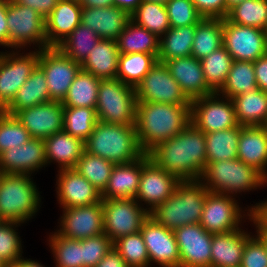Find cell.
Wrapping results in <instances>:
<instances>
[{
  "label": "cell",
  "mask_w": 267,
  "mask_h": 267,
  "mask_svg": "<svg viewBox=\"0 0 267 267\" xmlns=\"http://www.w3.org/2000/svg\"><path fill=\"white\" fill-rule=\"evenodd\" d=\"M147 154L179 181L199 180L207 164L206 133L190 122L179 134L158 143Z\"/></svg>",
  "instance_id": "cell-1"
},
{
  "label": "cell",
  "mask_w": 267,
  "mask_h": 267,
  "mask_svg": "<svg viewBox=\"0 0 267 267\" xmlns=\"http://www.w3.org/2000/svg\"><path fill=\"white\" fill-rule=\"evenodd\" d=\"M190 122L191 104L137 102L135 128L145 153L179 134Z\"/></svg>",
  "instance_id": "cell-2"
},
{
  "label": "cell",
  "mask_w": 267,
  "mask_h": 267,
  "mask_svg": "<svg viewBox=\"0 0 267 267\" xmlns=\"http://www.w3.org/2000/svg\"><path fill=\"white\" fill-rule=\"evenodd\" d=\"M209 193L200 180L180 181L172 195L152 210L149 216L171 231L200 223Z\"/></svg>",
  "instance_id": "cell-3"
},
{
  "label": "cell",
  "mask_w": 267,
  "mask_h": 267,
  "mask_svg": "<svg viewBox=\"0 0 267 267\" xmlns=\"http://www.w3.org/2000/svg\"><path fill=\"white\" fill-rule=\"evenodd\" d=\"M85 151L114 164L133 162L145 152L138 142L135 125H118L97 121L85 141Z\"/></svg>",
  "instance_id": "cell-4"
},
{
  "label": "cell",
  "mask_w": 267,
  "mask_h": 267,
  "mask_svg": "<svg viewBox=\"0 0 267 267\" xmlns=\"http://www.w3.org/2000/svg\"><path fill=\"white\" fill-rule=\"evenodd\" d=\"M199 180L209 192L230 196L267 184L260 171L238 158L207 163Z\"/></svg>",
  "instance_id": "cell-5"
},
{
  "label": "cell",
  "mask_w": 267,
  "mask_h": 267,
  "mask_svg": "<svg viewBox=\"0 0 267 267\" xmlns=\"http://www.w3.org/2000/svg\"><path fill=\"white\" fill-rule=\"evenodd\" d=\"M28 174L0 173V219L24 223L40 207V195Z\"/></svg>",
  "instance_id": "cell-6"
},
{
  "label": "cell",
  "mask_w": 267,
  "mask_h": 267,
  "mask_svg": "<svg viewBox=\"0 0 267 267\" xmlns=\"http://www.w3.org/2000/svg\"><path fill=\"white\" fill-rule=\"evenodd\" d=\"M136 106L137 96L133 86L117 78L101 80L96 105L98 121L135 125Z\"/></svg>",
  "instance_id": "cell-7"
},
{
  "label": "cell",
  "mask_w": 267,
  "mask_h": 267,
  "mask_svg": "<svg viewBox=\"0 0 267 267\" xmlns=\"http://www.w3.org/2000/svg\"><path fill=\"white\" fill-rule=\"evenodd\" d=\"M8 47L25 48L31 43L39 50L48 48L45 19L31 7L7 0Z\"/></svg>",
  "instance_id": "cell-8"
},
{
  "label": "cell",
  "mask_w": 267,
  "mask_h": 267,
  "mask_svg": "<svg viewBox=\"0 0 267 267\" xmlns=\"http://www.w3.org/2000/svg\"><path fill=\"white\" fill-rule=\"evenodd\" d=\"M131 198L102 199L103 231L112 241L141 230L149 212Z\"/></svg>",
  "instance_id": "cell-9"
},
{
  "label": "cell",
  "mask_w": 267,
  "mask_h": 267,
  "mask_svg": "<svg viewBox=\"0 0 267 267\" xmlns=\"http://www.w3.org/2000/svg\"><path fill=\"white\" fill-rule=\"evenodd\" d=\"M218 95L214 92L191 100V122L204 133L239 126L232 100Z\"/></svg>",
  "instance_id": "cell-10"
},
{
  "label": "cell",
  "mask_w": 267,
  "mask_h": 267,
  "mask_svg": "<svg viewBox=\"0 0 267 267\" xmlns=\"http://www.w3.org/2000/svg\"><path fill=\"white\" fill-rule=\"evenodd\" d=\"M38 65L46 75L50 100L62 102L81 64L68 58L58 47H48L39 50Z\"/></svg>",
  "instance_id": "cell-11"
},
{
  "label": "cell",
  "mask_w": 267,
  "mask_h": 267,
  "mask_svg": "<svg viewBox=\"0 0 267 267\" xmlns=\"http://www.w3.org/2000/svg\"><path fill=\"white\" fill-rule=\"evenodd\" d=\"M223 46L233 60L254 62L267 54V32L223 19Z\"/></svg>",
  "instance_id": "cell-12"
},
{
  "label": "cell",
  "mask_w": 267,
  "mask_h": 267,
  "mask_svg": "<svg viewBox=\"0 0 267 267\" xmlns=\"http://www.w3.org/2000/svg\"><path fill=\"white\" fill-rule=\"evenodd\" d=\"M137 102H160L166 104H191L168 67L162 62L155 65L135 88Z\"/></svg>",
  "instance_id": "cell-13"
},
{
  "label": "cell",
  "mask_w": 267,
  "mask_h": 267,
  "mask_svg": "<svg viewBox=\"0 0 267 267\" xmlns=\"http://www.w3.org/2000/svg\"><path fill=\"white\" fill-rule=\"evenodd\" d=\"M38 59L39 50L25 55L18 54V51L0 53V111L13 101L17 91L38 64Z\"/></svg>",
  "instance_id": "cell-14"
},
{
  "label": "cell",
  "mask_w": 267,
  "mask_h": 267,
  "mask_svg": "<svg viewBox=\"0 0 267 267\" xmlns=\"http://www.w3.org/2000/svg\"><path fill=\"white\" fill-rule=\"evenodd\" d=\"M179 182L174 175L157 166L145 153L142 156L141 178L135 199L148 204L150 207L146 210L150 213L172 195Z\"/></svg>",
  "instance_id": "cell-15"
},
{
  "label": "cell",
  "mask_w": 267,
  "mask_h": 267,
  "mask_svg": "<svg viewBox=\"0 0 267 267\" xmlns=\"http://www.w3.org/2000/svg\"><path fill=\"white\" fill-rule=\"evenodd\" d=\"M241 208L231 195L210 192L203 206L200 225L211 234L226 233L240 229Z\"/></svg>",
  "instance_id": "cell-16"
},
{
  "label": "cell",
  "mask_w": 267,
  "mask_h": 267,
  "mask_svg": "<svg viewBox=\"0 0 267 267\" xmlns=\"http://www.w3.org/2000/svg\"><path fill=\"white\" fill-rule=\"evenodd\" d=\"M60 229L56 232L69 239H86L104 233L102 199L91 205L64 208Z\"/></svg>",
  "instance_id": "cell-17"
},
{
  "label": "cell",
  "mask_w": 267,
  "mask_h": 267,
  "mask_svg": "<svg viewBox=\"0 0 267 267\" xmlns=\"http://www.w3.org/2000/svg\"><path fill=\"white\" fill-rule=\"evenodd\" d=\"M174 233L180 267H210L213 234L207 232L200 223L184 225Z\"/></svg>",
  "instance_id": "cell-18"
},
{
  "label": "cell",
  "mask_w": 267,
  "mask_h": 267,
  "mask_svg": "<svg viewBox=\"0 0 267 267\" xmlns=\"http://www.w3.org/2000/svg\"><path fill=\"white\" fill-rule=\"evenodd\" d=\"M150 263L153 261L162 267H180L179 249L174 231L158 224L150 216L140 230Z\"/></svg>",
  "instance_id": "cell-19"
},
{
  "label": "cell",
  "mask_w": 267,
  "mask_h": 267,
  "mask_svg": "<svg viewBox=\"0 0 267 267\" xmlns=\"http://www.w3.org/2000/svg\"><path fill=\"white\" fill-rule=\"evenodd\" d=\"M15 116L32 138L45 140L63 130L64 106L62 102L50 101L20 110Z\"/></svg>",
  "instance_id": "cell-20"
},
{
  "label": "cell",
  "mask_w": 267,
  "mask_h": 267,
  "mask_svg": "<svg viewBox=\"0 0 267 267\" xmlns=\"http://www.w3.org/2000/svg\"><path fill=\"white\" fill-rule=\"evenodd\" d=\"M47 165L45 141L31 138L28 142L1 153V174H32Z\"/></svg>",
  "instance_id": "cell-21"
},
{
  "label": "cell",
  "mask_w": 267,
  "mask_h": 267,
  "mask_svg": "<svg viewBox=\"0 0 267 267\" xmlns=\"http://www.w3.org/2000/svg\"><path fill=\"white\" fill-rule=\"evenodd\" d=\"M57 197L62 208L91 205L101 200V192L75 169L59 170Z\"/></svg>",
  "instance_id": "cell-22"
},
{
  "label": "cell",
  "mask_w": 267,
  "mask_h": 267,
  "mask_svg": "<svg viewBox=\"0 0 267 267\" xmlns=\"http://www.w3.org/2000/svg\"><path fill=\"white\" fill-rule=\"evenodd\" d=\"M164 64L190 100L214 93L206 83L200 60L189 56L170 59Z\"/></svg>",
  "instance_id": "cell-23"
},
{
  "label": "cell",
  "mask_w": 267,
  "mask_h": 267,
  "mask_svg": "<svg viewBox=\"0 0 267 267\" xmlns=\"http://www.w3.org/2000/svg\"><path fill=\"white\" fill-rule=\"evenodd\" d=\"M130 19V15L117 6L82 7L80 23L94 30L101 39L116 41Z\"/></svg>",
  "instance_id": "cell-24"
},
{
  "label": "cell",
  "mask_w": 267,
  "mask_h": 267,
  "mask_svg": "<svg viewBox=\"0 0 267 267\" xmlns=\"http://www.w3.org/2000/svg\"><path fill=\"white\" fill-rule=\"evenodd\" d=\"M81 10L79 2L59 0L45 19V33L49 47H57L80 24Z\"/></svg>",
  "instance_id": "cell-25"
},
{
  "label": "cell",
  "mask_w": 267,
  "mask_h": 267,
  "mask_svg": "<svg viewBox=\"0 0 267 267\" xmlns=\"http://www.w3.org/2000/svg\"><path fill=\"white\" fill-rule=\"evenodd\" d=\"M237 158L267 178V129L265 126H241Z\"/></svg>",
  "instance_id": "cell-26"
},
{
  "label": "cell",
  "mask_w": 267,
  "mask_h": 267,
  "mask_svg": "<svg viewBox=\"0 0 267 267\" xmlns=\"http://www.w3.org/2000/svg\"><path fill=\"white\" fill-rule=\"evenodd\" d=\"M250 236L242 229L213 234L210 267H240L245 243Z\"/></svg>",
  "instance_id": "cell-27"
},
{
  "label": "cell",
  "mask_w": 267,
  "mask_h": 267,
  "mask_svg": "<svg viewBox=\"0 0 267 267\" xmlns=\"http://www.w3.org/2000/svg\"><path fill=\"white\" fill-rule=\"evenodd\" d=\"M141 171L142 157L133 162L115 164L108 184L101 192V199H135L140 184Z\"/></svg>",
  "instance_id": "cell-28"
},
{
  "label": "cell",
  "mask_w": 267,
  "mask_h": 267,
  "mask_svg": "<svg viewBox=\"0 0 267 267\" xmlns=\"http://www.w3.org/2000/svg\"><path fill=\"white\" fill-rule=\"evenodd\" d=\"M46 162L55 161L59 170L74 169L85 151V142L71 136L64 130L47 137L45 140Z\"/></svg>",
  "instance_id": "cell-29"
},
{
  "label": "cell",
  "mask_w": 267,
  "mask_h": 267,
  "mask_svg": "<svg viewBox=\"0 0 267 267\" xmlns=\"http://www.w3.org/2000/svg\"><path fill=\"white\" fill-rule=\"evenodd\" d=\"M50 101L46 75L37 64L27 81L17 91L13 101L3 111L15 115L20 110Z\"/></svg>",
  "instance_id": "cell-30"
},
{
  "label": "cell",
  "mask_w": 267,
  "mask_h": 267,
  "mask_svg": "<svg viewBox=\"0 0 267 267\" xmlns=\"http://www.w3.org/2000/svg\"><path fill=\"white\" fill-rule=\"evenodd\" d=\"M118 57L116 41L100 39L81 64V69L102 80L114 79L118 72Z\"/></svg>",
  "instance_id": "cell-31"
},
{
  "label": "cell",
  "mask_w": 267,
  "mask_h": 267,
  "mask_svg": "<svg viewBox=\"0 0 267 267\" xmlns=\"http://www.w3.org/2000/svg\"><path fill=\"white\" fill-rule=\"evenodd\" d=\"M236 119L241 126H265L267 123V93L256 88L231 98Z\"/></svg>",
  "instance_id": "cell-32"
},
{
  "label": "cell",
  "mask_w": 267,
  "mask_h": 267,
  "mask_svg": "<svg viewBox=\"0 0 267 267\" xmlns=\"http://www.w3.org/2000/svg\"><path fill=\"white\" fill-rule=\"evenodd\" d=\"M119 54L146 53L158 57L159 37L131 19L116 40Z\"/></svg>",
  "instance_id": "cell-33"
},
{
  "label": "cell",
  "mask_w": 267,
  "mask_h": 267,
  "mask_svg": "<svg viewBox=\"0 0 267 267\" xmlns=\"http://www.w3.org/2000/svg\"><path fill=\"white\" fill-rule=\"evenodd\" d=\"M195 30L196 24L179 28L171 27L163 38H159L157 61L165 63L170 59L191 56Z\"/></svg>",
  "instance_id": "cell-34"
},
{
  "label": "cell",
  "mask_w": 267,
  "mask_h": 267,
  "mask_svg": "<svg viewBox=\"0 0 267 267\" xmlns=\"http://www.w3.org/2000/svg\"><path fill=\"white\" fill-rule=\"evenodd\" d=\"M221 46H223V19L202 18L196 24L191 56L201 60Z\"/></svg>",
  "instance_id": "cell-35"
},
{
  "label": "cell",
  "mask_w": 267,
  "mask_h": 267,
  "mask_svg": "<svg viewBox=\"0 0 267 267\" xmlns=\"http://www.w3.org/2000/svg\"><path fill=\"white\" fill-rule=\"evenodd\" d=\"M102 79L80 70L72 82L64 100V107H88L96 110L98 89Z\"/></svg>",
  "instance_id": "cell-36"
},
{
  "label": "cell",
  "mask_w": 267,
  "mask_h": 267,
  "mask_svg": "<svg viewBox=\"0 0 267 267\" xmlns=\"http://www.w3.org/2000/svg\"><path fill=\"white\" fill-rule=\"evenodd\" d=\"M241 125L206 133L207 163L237 158Z\"/></svg>",
  "instance_id": "cell-37"
},
{
  "label": "cell",
  "mask_w": 267,
  "mask_h": 267,
  "mask_svg": "<svg viewBox=\"0 0 267 267\" xmlns=\"http://www.w3.org/2000/svg\"><path fill=\"white\" fill-rule=\"evenodd\" d=\"M156 62L154 54H119L116 78L136 88Z\"/></svg>",
  "instance_id": "cell-38"
},
{
  "label": "cell",
  "mask_w": 267,
  "mask_h": 267,
  "mask_svg": "<svg viewBox=\"0 0 267 267\" xmlns=\"http://www.w3.org/2000/svg\"><path fill=\"white\" fill-rule=\"evenodd\" d=\"M256 88L257 83L253 62L234 60L226 82L218 91V94L231 99Z\"/></svg>",
  "instance_id": "cell-39"
},
{
  "label": "cell",
  "mask_w": 267,
  "mask_h": 267,
  "mask_svg": "<svg viewBox=\"0 0 267 267\" xmlns=\"http://www.w3.org/2000/svg\"><path fill=\"white\" fill-rule=\"evenodd\" d=\"M101 38L81 23L57 46L68 58L82 64Z\"/></svg>",
  "instance_id": "cell-40"
},
{
  "label": "cell",
  "mask_w": 267,
  "mask_h": 267,
  "mask_svg": "<svg viewBox=\"0 0 267 267\" xmlns=\"http://www.w3.org/2000/svg\"><path fill=\"white\" fill-rule=\"evenodd\" d=\"M130 17L159 38L171 28L166 7L161 3L143 0Z\"/></svg>",
  "instance_id": "cell-41"
},
{
  "label": "cell",
  "mask_w": 267,
  "mask_h": 267,
  "mask_svg": "<svg viewBox=\"0 0 267 267\" xmlns=\"http://www.w3.org/2000/svg\"><path fill=\"white\" fill-rule=\"evenodd\" d=\"M233 61L224 46L200 60L206 83L214 92H218L226 82Z\"/></svg>",
  "instance_id": "cell-42"
},
{
  "label": "cell",
  "mask_w": 267,
  "mask_h": 267,
  "mask_svg": "<svg viewBox=\"0 0 267 267\" xmlns=\"http://www.w3.org/2000/svg\"><path fill=\"white\" fill-rule=\"evenodd\" d=\"M226 18L234 24L267 31V0H244L232 7Z\"/></svg>",
  "instance_id": "cell-43"
},
{
  "label": "cell",
  "mask_w": 267,
  "mask_h": 267,
  "mask_svg": "<svg viewBox=\"0 0 267 267\" xmlns=\"http://www.w3.org/2000/svg\"><path fill=\"white\" fill-rule=\"evenodd\" d=\"M96 110L88 107H64L63 130L84 142L94 131Z\"/></svg>",
  "instance_id": "cell-44"
},
{
  "label": "cell",
  "mask_w": 267,
  "mask_h": 267,
  "mask_svg": "<svg viewBox=\"0 0 267 267\" xmlns=\"http://www.w3.org/2000/svg\"><path fill=\"white\" fill-rule=\"evenodd\" d=\"M114 163L84 151L74 169L102 192L108 184Z\"/></svg>",
  "instance_id": "cell-45"
},
{
  "label": "cell",
  "mask_w": 267,
  "mask_h": 267,
  "mask_svg": "<svg viewBox=\"0 0 267 267\" xmlns=\"http://www.w3.org/2000/svg\"><path fill=\"white\" fill-rule=\"evenodd\" d=\"M49 238L56 267H84L82 239H69L56 232Z\"/></svg>",
  "instance_id": "cell-46"
},
{
  "label": "cell",
  "mask_w": 267,
  "mask_h": 267,
  "mask_svg": "<svg viewBox=\"0 0 267 267\" xmlns=\"http://www.w3.org/2000/svg\"><path fill=\"white\" fill-rule=\"evenodd\" d=\"M113 247L120 253L129 267H148L151 265L140 231L118 238L113 242Z\"/></svg>",
  "instance_id": "cell-47"
},
{
  "label": "cell",
  "mask_w": 267,
  "mask_h": 267,
  "mask_svg": "<svg viewBox=\"0 0 267 267\" xmlns=\"http://www.w3.org/2000/svg\"><path fill=\"white\" fill-rule=\"evenodd\" d=\"M28 130L15 115L0 111V153L21 146L31 139Z\"/></svg>",
  "instance_id": "cell-48"
},
{
  "label": "cell",
  "mask_w": 267,
  "mask_h": 267,
  "mask_svg": "<svg viewBox=\"0 0 267 267\" xmlns=\"http://www.w3.org/2000/svg\"><path fill=\"white\" fill-rule=\"evenodd\" d=\"M20 225L17 222H0V257L7 265L22 258L21 239L15 228ZM14 228V229H13Z\"/></svg>",
  "instance_id": "cell-49"
},
{
  "label": "cell",
  "mask_w": 267,
  "mask_h": 267,
  "mask_svg": "<svg viewBox=\"0 0 267 267\" xmlns=\"http://www.w3.org/2000/svg\"><path fill=\"white\" fill-rule=\"evenodd\" d=\"M165 7L172 28L197 24L203 18L192 0H169Z\"/></svg>",
  "instance_id": "cell-50"
},
{
  "label": "cell",
  "mask_w": 267,
  "mask_h": 267,
  "mask_svg": "<svg viewBox=\"0 0 267 267\" xmlns=\"http://www.w3.org/2000/svg\"><path fill=\"white\" fill-rule=\"evenodd\" d=\"M111 248H113V242L105 233L82 239L84 267H95Z\"/></svg>",
  "instance_id": "cell-51"
},
{
  "label": "cell",
  "mask_w": 267,
  "mask_h": 267,
  "mask_svg": "<svg viewBox=\"0 0 267 267\" xmlns=\"http://www.w3.org/2000/svg\"><path fill=\"white\" fill-rule=\"evenodd\" d=\"M240 267H267V250L258 235L247 239Z\"/></svg>",
  "instance_id": "cell-52"
},
{
  "label": "cell",
  "mask_w": 267,
  "mask_h": 267,
  "mask_svg": "<svg viewBox=\"0 0 267 267\" xmlns=\"http://www.w3.org/2000/svg\"><path fill=\"white\" fill-rule=\"evenodd\" d=\"M192 2L203 18L227 17L226 0H192Z\"/></svg>",
  "instance_id": "cell-53"
},
{
  "label": "cell",
  "mask_w": 267,
  "mask_h": 267,
  "mask_svg": "<svg viewBox=\"0 0 267 267\" xmlns=\"http://www.w3.org/2000/svg\"><path fill=\"white\" fill-rule=\"evenodd\" d=\"M18 5L31 7L36 10L44 19H46L59 0H12Z\"/></svg>",
  "instance_id": "cell-54"
},
{
  "label": "cell",
  "mask_w": 267,
  "mask_h": 267,
  "mask_svg": "<svg viewBox=\"0 0 267 267\" xmlns=\"http://www.w3.org/2000/svg\"><path fill=\"white\" fill-rule=\"evenodd\" d=\"M247 216L257 229H267V200L248 209Z\"/></svg>",
  "instance_id": "cell-55"
},
{
  "label": "cell",
  "mask_w": 267,
  "mask_h": 267,
  "mask_svg": "<svg viewBox=\"0 0 267 267\" xmlns=\"http://www.w3.org/2000/svg\"><path fill=\"white\" fill-rule=\"evenodd\" d=\"M257 88L267 93V54L253 62Z\"/></svg>",
  "instance_id": "cell-56"
},
{
  "label": "cell",
  "mask_w": 267,
  "mask_h": 267,
  "mask_svg": "<svg viewBox=\"0 0 267 267\" xmlns=\"http://www.w3.org/2000/svg\"><path fill=\"white\" fill-rule=\"evenodd\" d=\"M95 267H129L125 260L120 256V253L111 248L110 251L101 259Z\"/></svg>",
  "instance_id": "cell-57"
},
{
  "label": "cell",
  "mask_w": 267,
  "mask_h": 267,
  "mask_svg": "<svg viewBox=\"0 0 267 267\" xmlns=\"http://www.w3.org/2000/svg\"><path fill=\"white\" fill-rule=\"evenodd\" d=\"M0 45L8 47L7 0H0Z\"/></svg>",
  "instance_id": "cell-58"
},
{
  "label": "cell",
  "mask_w": 267,
  "mask_h": 267,
  "mask_svg": "<svg viewBox=\"0 0 267 267\" xmlns=\"http://www.w3.org/2000/svg\"><path fill=\"white\" fill-rule=\"evenodd\" d=\"M142 1L143 0H113V6H117L131 15Z\"/></svg>",
  "instance_id": "cell-59"
},
{
  "label": "cell",
  "mask_w": 267,
  "mask_h": 267,
  "mask_svg": "<svg viewBox=\"0 0 267 267\" xmlns=\"http://www.w3.org/2000/svg\"><path fill=\"white\" fill-rule=\"evenodd\" d=\"M84 8H95V7H109L113 5V0H82L80 2Z\"/></svg>",
  "instance_id": "cell-60"
},
{
  "label": "cell",
  "mask_w": 267,
  "mask_h": 267,
  "mask_svg": "<svg viewBox=\"0 0 267 267\" xmlns=\"http://www.w3.org/2000/svg\"><path fill=\"white\" fill-rule=\"evenodd\" d=\"M8 267H44L41 263L37 261L24 259L23 257L16 260L14 263L9 264Z\"/></svg>",
  "instance_id": "cell-61"
},
{
  "label": "cell",
  "mask_w": 267,
  "mask_h": 267,
  "mask_svg": "<svg viewBox=\"0 0 267 267\" xmlns=\"http://www.w3.org/2000/svg\"><path fill=\"white\" fill-rule=\"evenodd\" d=\"M257 235L262 239L267 250V229H256Z\"/></svg>",
  "instance_id": "cell-62"
},
{
  "label": "cell",
  "mask_w": 267,
  "mask_h": 267,
  "mask_svg": "<svg viewBox=\"0 0 267 267\" xmlns=\"http://www.w3.org/2000/svg\"><path fill=\"white\" fill-rule=\"evenodd\" d=\"M244 0H226V6H227V15L229 10L234 7L235 5L242 3Z\"/></svg>",
  "instance_id": "cell-63"
},
{
  "label": "cell",
  "mask_w": 267,
  "mask_h": 267,
  "mask_svg": "<svg viewBox=\"0 0 267 267\" xmlns=\"http://www.w3.org/2000/svg\"><path fill=\"white\" fill-rule=\"evenodd\" d=\"M144 1L156 2L165 5L169 0H144Z\"/></svg>",
  "instance_id": "cell-64"
},
{
  "label": "cell",
  "mask_w": 267,
  "mask_h": 267,
  "mask_svg": "<svg viewBox=\"0 0 267 267\" xmlns=\"http://www.w3.org/2000/svg\"><path fill=\"white\" fill-rule=\"evenodd\" d=\"M0 267H8L6 262L0 257Z\"/></svg>",
  "instance_id": "cell-65"
},
{
  "label": "cell",
  "mask_w": 267,
  "mask_h": 267,
  "mask_svg": "<svg viewBox=\"0 0 267 267\" xmlns=\"http://www.w3.org/2000/svg\"><path fill=\"white\" fill-rule=\"evenodd\" d=\"M70 1H75V2H79L80 3L82 0H70Z\"/></svg>",
  "instance_id": "cell-66"
}]
</instances>
